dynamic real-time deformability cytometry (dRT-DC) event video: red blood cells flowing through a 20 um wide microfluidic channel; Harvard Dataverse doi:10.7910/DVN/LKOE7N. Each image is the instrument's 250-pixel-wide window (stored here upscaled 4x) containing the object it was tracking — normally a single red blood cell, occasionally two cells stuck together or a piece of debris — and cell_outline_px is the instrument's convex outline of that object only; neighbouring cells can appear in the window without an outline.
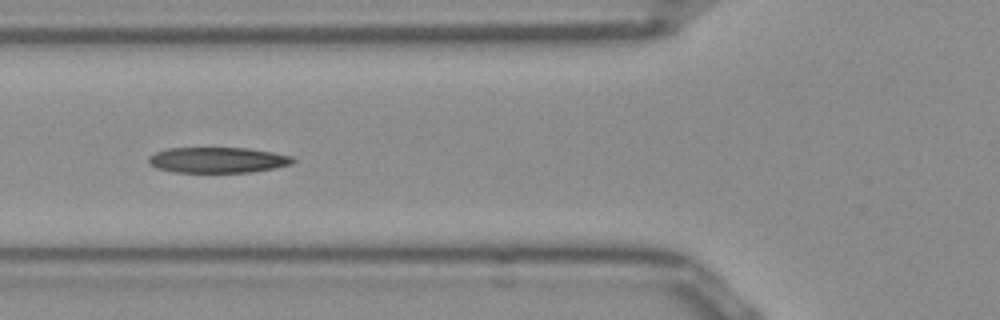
{"species": "Egyptian fruit bat (a non-hibernating species)", "species_latin": "Rousettus aegyptiacus", "temperature_condition": "room temperature", "stored_images_in_passage": 40, "camera_frame_rate_fps": 3000, "um_per_image_px": 0.085, "frame": {"image": 1, "passage_image": 7, "time_ms": 2.0, "image_size_px": [1000, 320], "cell_outline_px": [[296, 160], [292, 164], [252, 172], [176, 172], [156, 168], [148, 164], [148, 156], [156, 152], [168, 148], [248, 148], [272, 152], [292, 156]], "centroid_in_image_um": [18.48, 13.6], "position_along_channel_um": 107.3, "area_um2": 21.56}}
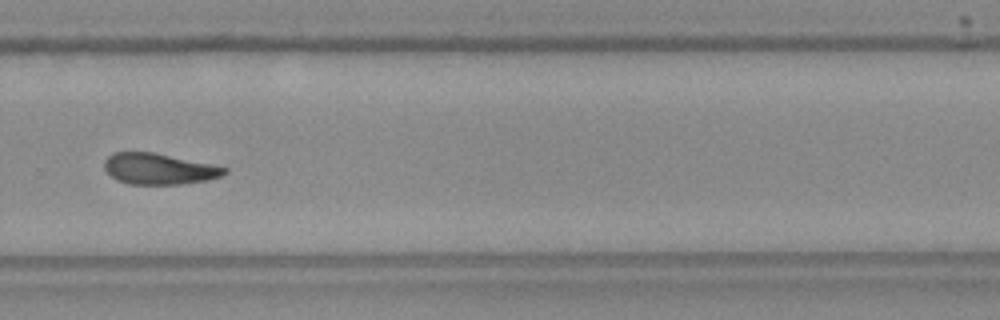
{"frame": {"image": 2, "passage_image": 23, "time_ms": 7.333, "image_size_px": [1000, 320], "cell_outline_px": [[228, 172], [220, 176], [208, 180], [180, 184], [128, 184], [116, 180], [104, 168], [104, 160], [112, 152], [152, 152], [212, 164], [228, 168]], "centroid_in_image_um": [13.5, 14.35], "position_along_channel_um": 316.3, "area_um2": 21.68}, "authors_computed_cell_mechanics": {"area_um2": 22.1663, "velocity_mm_per_s": 3.9218, "shape_relaxation_time_tau1_ms": 5.1691, "shape_relaxation_time_tau2_ms": 2.7938, "deformation_change_tau1": 0.1625, "deformation_change_tau2": 0.1102}}